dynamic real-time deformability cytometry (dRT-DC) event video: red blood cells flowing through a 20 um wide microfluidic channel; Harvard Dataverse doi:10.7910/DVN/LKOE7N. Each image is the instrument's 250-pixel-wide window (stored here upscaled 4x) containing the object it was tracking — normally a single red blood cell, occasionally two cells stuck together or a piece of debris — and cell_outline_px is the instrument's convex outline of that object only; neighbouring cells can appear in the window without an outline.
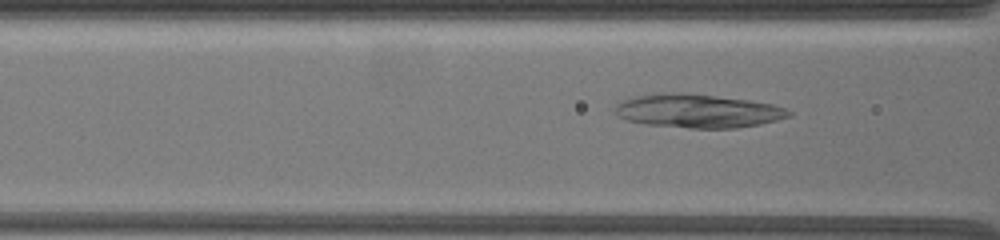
{"species": "common noctule bat (a hibernating species)", "species_latin": "Nyctalus noctula", "temperature_condition": "warm", "stored_images_in_passage": 17, "camera_frame_rate_fps": 3000, "um_per_image_px": 0.085, "animal": {"sex": "female", "body_mass_g": 19.5, "forearm_length_mm": 54.1}, "frame": {"image": 1, "passage_image": 10, "time_ms": 1.333, "image_size_px": [1000, 240], "cell_outline_px": [[792, 116], [760, 124], [736, 128], [688, 128], [648, 124], [628, 120], [620, 116], [616, 112], [616, 104], [624, 100], [636, 96], [652, 92], [684, 92], [744, 100], [772, 104], [784, 108], [792, 112]], "centroid_in_image_um": [59.31, 9.42], "position_along_channel_um": 107.3, "area_um2": 33.81}}